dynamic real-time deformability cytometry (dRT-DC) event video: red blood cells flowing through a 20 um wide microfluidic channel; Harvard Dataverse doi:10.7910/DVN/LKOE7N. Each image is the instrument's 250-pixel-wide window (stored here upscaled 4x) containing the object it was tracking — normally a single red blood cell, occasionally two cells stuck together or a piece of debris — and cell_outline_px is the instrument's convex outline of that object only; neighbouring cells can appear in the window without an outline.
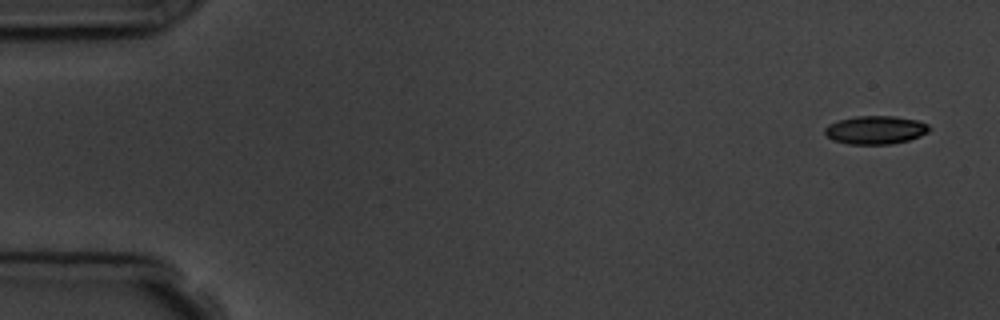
{"species": "common noctule bat (a hibernating species)", "species_latin": "Nyctalus noctula", "temperature_condition": "room temperature", "stored_images_in_passage": 4, "camera_frame_rate_fps": 3000, "um_per_image_px": 0.085, "animal": {"sex": "male", "body_mass_g": 19.5, "forearm_length_mm": 54.6}, "frame": {"image": 1, "passage_image": 1, "time_ms": 0.0, "image_size_px": [1000, 320], "cell_outline_px": [[932, 128], [928, 132], [920, 136], [908, 140], [892, 144], [848, 144], [832, 140], [824, 132], [824, 128], [828, 124], [840, 120], [856, 116], [896, 116], [920, 120], [928, 124]], "centroid_in_image_um": [74.45, 11.04], "position_along_channel_um": 10.6, "area_um2": 17.4}}
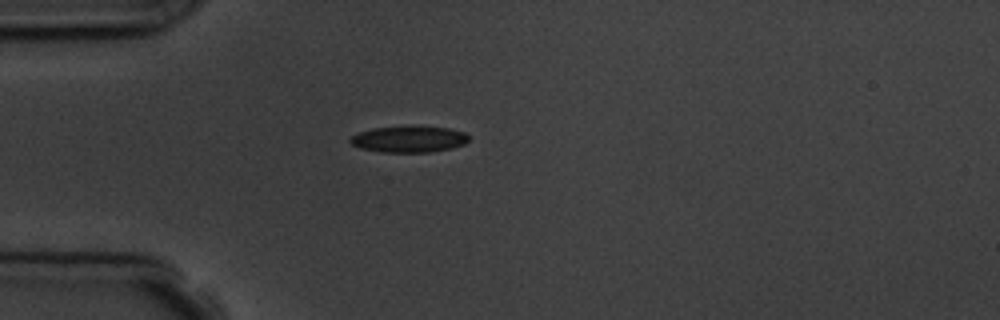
{"frame": {"image": 2, "passage_image": 4, "time_ms": 4.333, "image_size_px": [1000, 320], "cell_outline_px": [[468, 140], [464, 144], [452, 148], [432, 152], [380, 152], [360, 148], [352, 144], [348, 140], [352, 136], [360, 132], [372, 128], [448, 128], [464, 132], [468, 136]], "centroid_in_image_um": [34.75, 11.87], "position_along_channel_um": 50.3, "area_um2": 17.57}}